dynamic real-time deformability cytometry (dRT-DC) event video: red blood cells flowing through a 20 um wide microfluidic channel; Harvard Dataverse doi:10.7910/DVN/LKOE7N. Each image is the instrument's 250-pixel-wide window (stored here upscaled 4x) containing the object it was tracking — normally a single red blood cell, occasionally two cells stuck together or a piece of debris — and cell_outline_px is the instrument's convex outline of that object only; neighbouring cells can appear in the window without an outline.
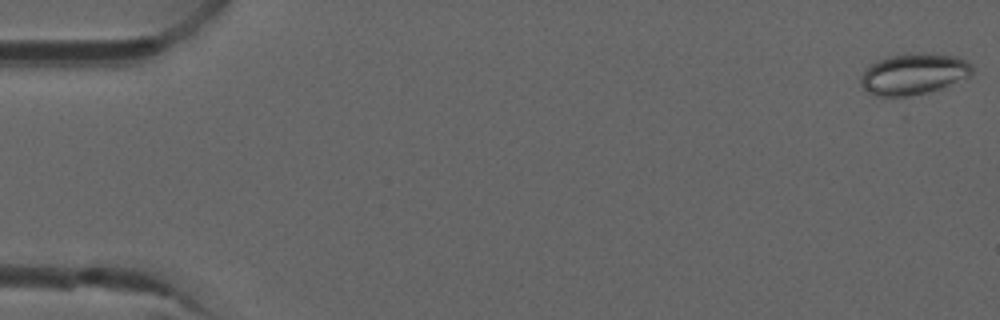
{"species": "common noctule bat (a hibernating species)", "species_latin": "Nyctalus noctula", "temperature_condition": "room temperature", "stored_images_in_passage": 36, "camera_frame_rate_fps": 3000, "um_per_image_px": 0.085, "animal": {"sex": "male", "forearm_length_mm": 52.5}, "frame": {"image": 1, "passage_image": 1, "time_ms": 0.0, "image_size_px": [1000, 320], "cell_outline_px": [[972, 72], [968, 76], [940, 88], [908, 96], [876, 96], [860, 88], [860, 80], [864, 68], [868, 64], [888, 56], [908, 52], [928, 52], [956, 56], [972, 64]], "centroid_in_image_um": [77.58, 6.25], "position_along_channel_um": 7.4, "area_um2": 26.93}}
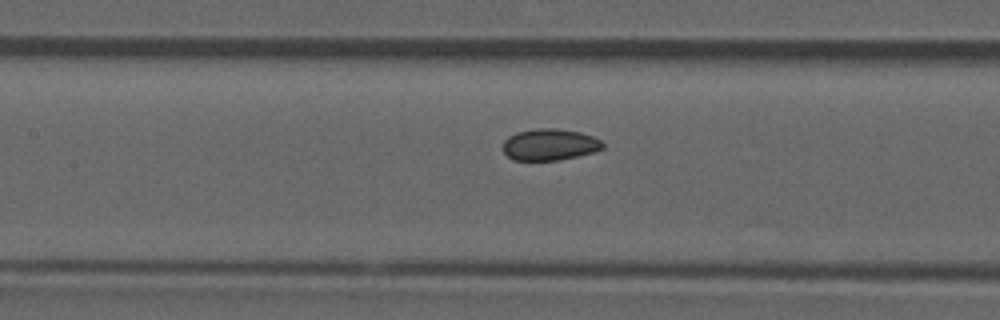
{"frame": {"image": 2, "passage_image": 24, "time_ms": 7.667, "image_size_px": [1000, 320], "cell_outline_px": [[604, 148], [592, 152], [576, 156], [556, 160], [512, 160], [504, 152], [504, 140], [508, 136], [516, 132], [536, 128], [556, 128], [580, 132], [592, 136], [600, 140], [604, 144]], "centroid_in_image_um": [46.7, 12.28], "position_along_channel_um": 160.7, "area_um2": 18.26}}
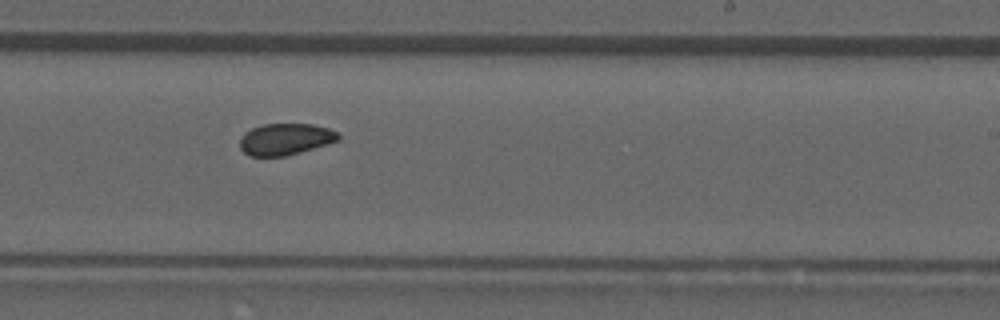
{"frame": {"image": 3, "passage_image": 32, "time_ms": 10.333, "image_size_px": [1000, 320], "cell_outline_px": [[340, 140], [328, 144], [300, 152], [284, 156], [248, 156], [240, 148], [240, 136], [244, 132], [252, 128], [264, 124], [312, 124], [328, 128], [336, 132], [340, 136]], "centroid_in_image_um": [24.24, 11.83], "position_along_channel_um": 264.8, "area_um2": 18.15}}